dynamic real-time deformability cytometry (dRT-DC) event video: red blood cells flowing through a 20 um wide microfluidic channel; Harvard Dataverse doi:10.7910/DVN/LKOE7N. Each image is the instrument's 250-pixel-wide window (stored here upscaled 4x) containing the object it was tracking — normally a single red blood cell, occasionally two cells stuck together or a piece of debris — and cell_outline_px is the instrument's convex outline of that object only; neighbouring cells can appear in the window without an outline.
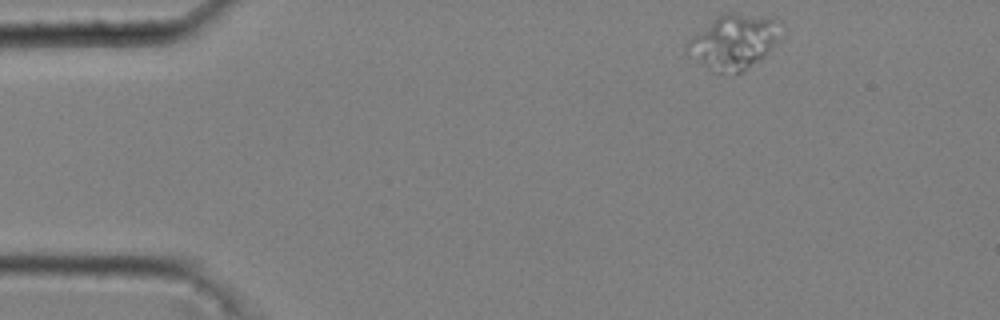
{"species": "common noctule bat (a hibernating species)", "species_latin": "Nyctalus noctula", "temperature_condition": "cold", "stored_images_in_passage": 42, "camera_frame_rate_fps": 3000, "um_per_image_px": 0.085, "animal": {"sex": "male", "body_mass_g": 20.4}, "frame": {"image": 1, "passage_image": 1, "time_ms": 0.0, "image_size_px": [1000, 320], "cell_outline_px": [[776, 40], [768, 52], [760, 60], [740, 72], [716, 72], [708, 68], [684, 52], [684, 44], [692, 36], [720, 12], [732, 12], [776, 20]], "centroid_in_image_um": [62.23, 3.55], "position_along_channel_um": 22.8, "area_um2": 29.07}}
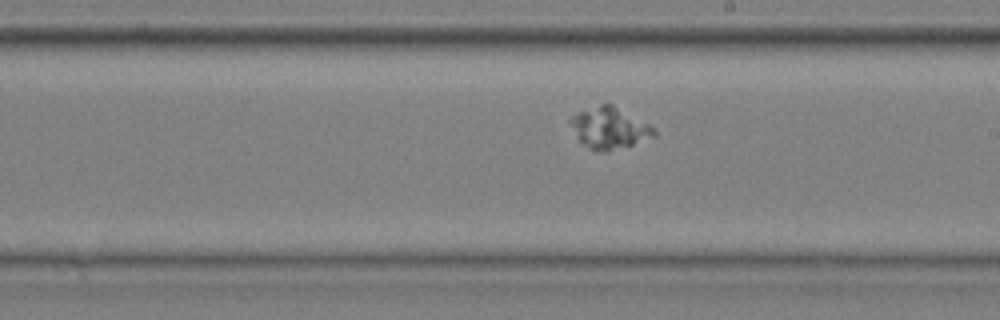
{"frame": {"image": 2, "passage_image": 25, "time_ms": 8.0, "image_size_px": [1000, 320], "cell_outline_px": [[656, 136], [608, 152], [596, 152], [588, 148], [580, 140], [568, 124], [568, 120], [572, 116], [580, 112], [600, 104], [612, 104], [648, 124], [656, 132]], "centroid_in_image_um": [51.76, 10.9], "position_along_channel_um": 237.2, "area_um2": 19.88}}
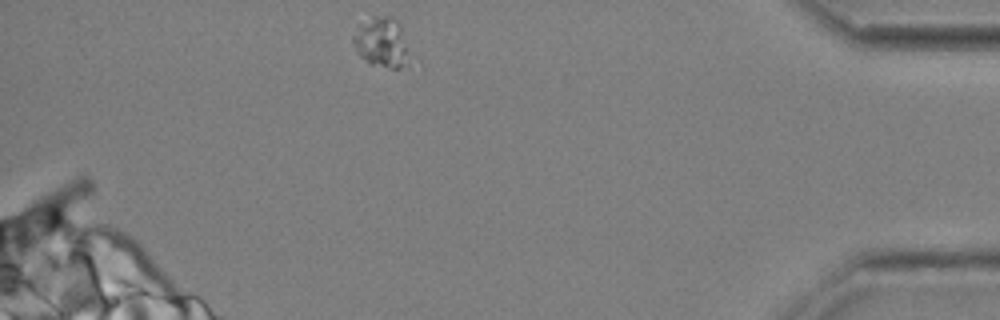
{"frame": {"image": 3, "passage_image": 42, "time_ms": 13.667, "image_size_px": [1000, 320], "cell_outline_px": [[412, 60], [408, 64], [400, 68], [392, 68], [372, 64], [360, 56], [356, 52], [352, 40], [352, 36], [360, 24], [372, 16], [392, 16], [400, 24]], "centroid_in_image_um": [32.47, 3.61], "position_along_channel_um": 402.7, "area_um2": 16.59}}